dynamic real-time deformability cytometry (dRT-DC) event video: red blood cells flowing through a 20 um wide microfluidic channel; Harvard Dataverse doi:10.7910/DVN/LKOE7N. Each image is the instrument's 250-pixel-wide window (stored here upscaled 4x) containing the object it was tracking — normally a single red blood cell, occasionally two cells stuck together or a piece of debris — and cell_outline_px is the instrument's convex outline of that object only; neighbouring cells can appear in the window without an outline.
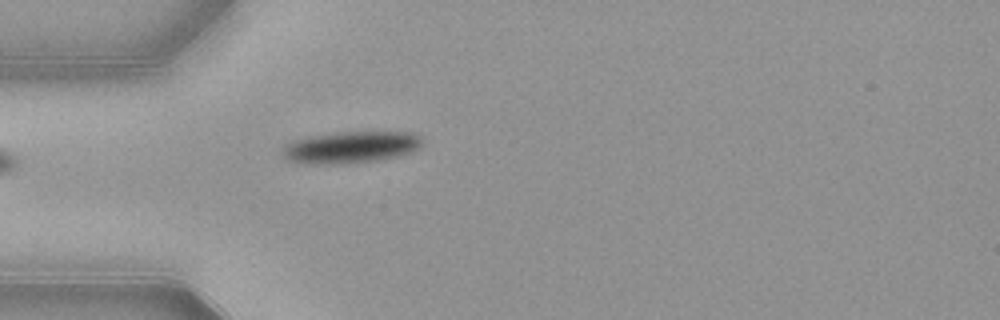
{"species": "common noctule bat (a hibernating species)", "species_latin": "Nyctalus noctula", "temperature_condition": "warm", "stored_images_in_passage": 20, "camera_frame_rate_fps": 3000, "um_per_image_px": 0.085, "animal": {"sex": "female", "body_mass_g": 21.9}, "frame": {"image": 1, "passage_image": 1, "time_ms": 0.0, "image_size_px": [1000, 320], "cell_outline_px": [[420, 148], [412, 152], [400, 156], [376, 160], [344, 164], [304, 164], [284, 160], [280, 152], [284, 144], [292, 140], [308, 136], [336, 132], [408, 132], [420, 136]], "centroid_in_image_um": [29.71, 12.53], "position_along_channel_um": 55.3, "area_um2": 26.36}}
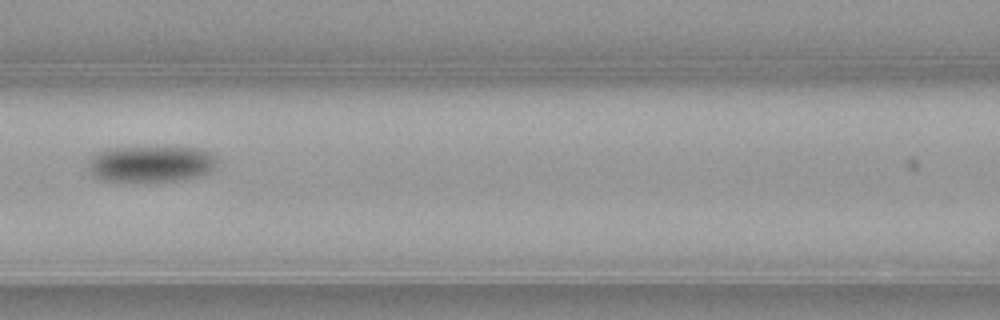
{"frame": {"image": 2, "passage_image": 9, "time_ms": 2.667, "image_size_px": [1000, 320], "cell_outline_px": [[216, 168], [204, 176], [172, 180], [100, 180], [92, 176], [88, 168], [88, 160], [96, 152], [104, 148], [164, 144], [200, 148], [212, 152], [216, 160]], "centroid_in_image_um": [12.85, 13.85], "position_along_channel_um": 153.7, "area_um2": 28.5}}